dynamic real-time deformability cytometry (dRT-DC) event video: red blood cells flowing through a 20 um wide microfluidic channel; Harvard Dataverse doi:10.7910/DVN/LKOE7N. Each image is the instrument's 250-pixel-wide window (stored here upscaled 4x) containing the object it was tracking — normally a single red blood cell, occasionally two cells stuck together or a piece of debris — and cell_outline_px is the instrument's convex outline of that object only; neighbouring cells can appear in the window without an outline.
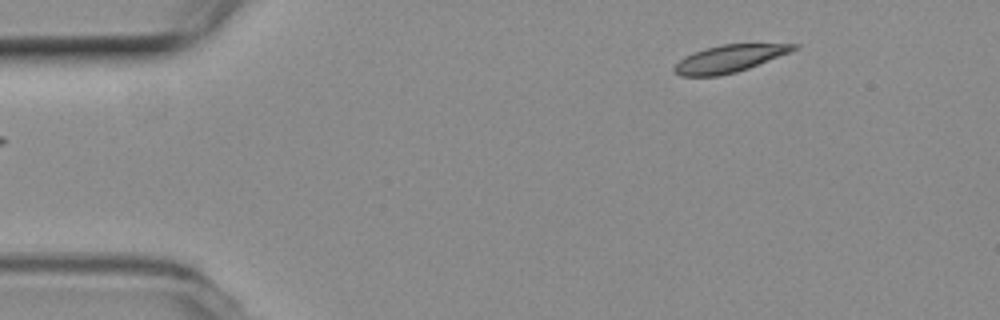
{"species": "common noctule bat (a hibernating species)", "species_latin": "Nyctalus noctula", "temperature_condition": "room temperature", "stored_images_in_passage": 49, "camera_frame_rate_fps": 3000, "um_per_image_px": 0.085, "animal": {"sex": "female", "body_mass_g": 19.3, "forearm_length_mm": 54.1}, "frame": {"image": 1, "passage_image": 1, "time_ms": 0.0, "image_size_px": [1000, 320], "cell_outline_px": [[800, 44], [796, 48], [788, 52], [748, 68], [736, 72], [720, 76], [680, 76], [672, 72], [672, 68], [684, 56], [704, 48], [720, 44]], "centroid_in_image_um": [61.89, 4.99], "position_along_channel_um": 23.1, "area_um2": 18.79}}
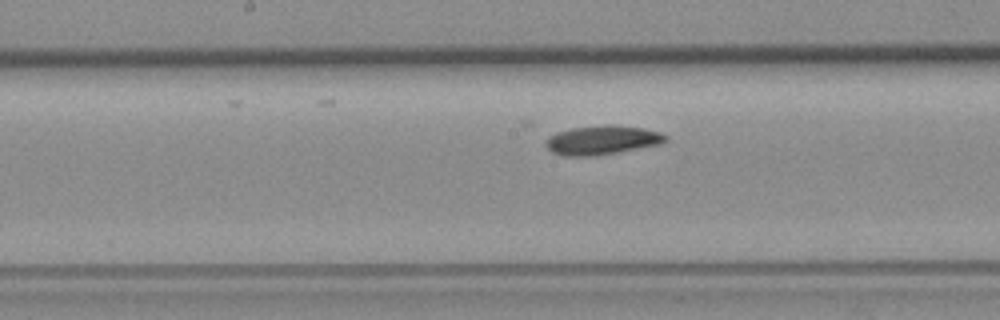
{"frame": {"image": 2, "passage_image": 21, "time_ms": 6.667, "image_size_px": [1000, 320], "cell_outline_px": [[668, 140], [664, 144], [620, 152], [592, 156], [564, 156], [552, 152], [544, 144], [548, 136], [556, 132], [572, 128], [608, 124], [612, 124], [644, 128], [660, 132], [668, 136]], "centroid_in_image_um": [51.22, 11.91], "position_along_channel_um": 197.0, "area_um2": 20.69}}
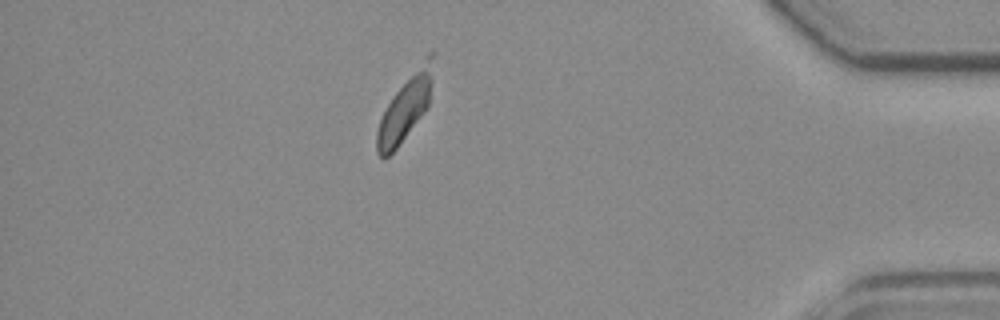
{"frame": {"image": 3, "passage_image": 41, "time_ms": 13.333, "image_size_px": [1000, 320], "cell_outline_px": [[436, 52], [432, 80], [428, 104], [424, 112], [396, 148], [388, 156], [380, 156], [376, 152], [376, 132], [380, 120], [392, 96], [428, 52], [432, 48]], "centroid_in_image_um": [34.49, 9.05], "position_along_channel_um": 400.7, "area_um2": 21.1}, "authors_computed_cell_mechanics": {"area_um2": 19.8254, "velocity_mm_per_s": 3.7376, "shape_relaxation_time_tau1_ms": 5.8188, "shape_relaxation_time_tau2_ms": null, "deformation_change_tau1": 0.0987, "deformation_change_tau2": null}}